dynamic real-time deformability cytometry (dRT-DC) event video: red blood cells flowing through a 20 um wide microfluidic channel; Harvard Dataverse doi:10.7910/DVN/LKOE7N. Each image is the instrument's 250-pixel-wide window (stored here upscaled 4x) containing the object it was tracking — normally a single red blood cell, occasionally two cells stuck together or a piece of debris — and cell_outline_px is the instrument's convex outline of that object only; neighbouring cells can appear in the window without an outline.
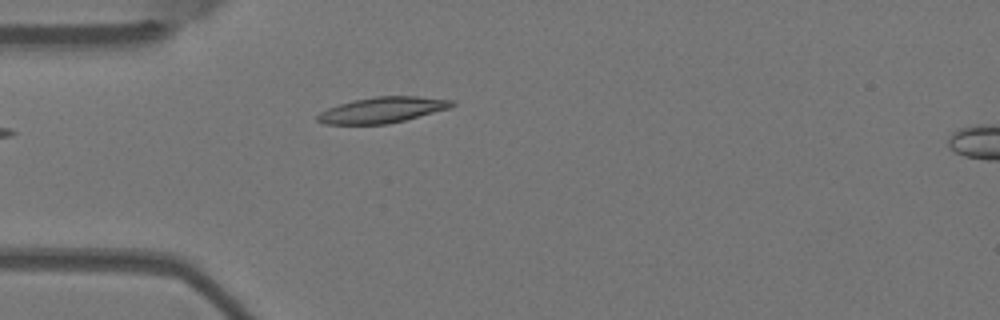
{"species": "Egyptian fruit bat (a non-hibernating species)", "species_latin": "Rousettus aegyptiacus", "temperature_condition": "warm", "stored_images_in_passage": 3, "camera_frame_rate_fps": 3000, "um_per_image_px": 0.085, "animal": {"sex": "female"}, "frame": {"image": 1, "passage_image": 2, "time_ms": 0.333, "image_size_px": [1000, 320], "cell_outline_px": [[456, 104], [448, 108], [404, 120], [388, 124], [324, 124], [316, 120], [316, 116], [320, 112], [328, 108], [352, 100], [376, 96], [416, 96], [456, 100]], "centroid_in_image_um": [32.49, 9.34], "position_along_channel_um": 52.5, "area_um2": 20.11}}